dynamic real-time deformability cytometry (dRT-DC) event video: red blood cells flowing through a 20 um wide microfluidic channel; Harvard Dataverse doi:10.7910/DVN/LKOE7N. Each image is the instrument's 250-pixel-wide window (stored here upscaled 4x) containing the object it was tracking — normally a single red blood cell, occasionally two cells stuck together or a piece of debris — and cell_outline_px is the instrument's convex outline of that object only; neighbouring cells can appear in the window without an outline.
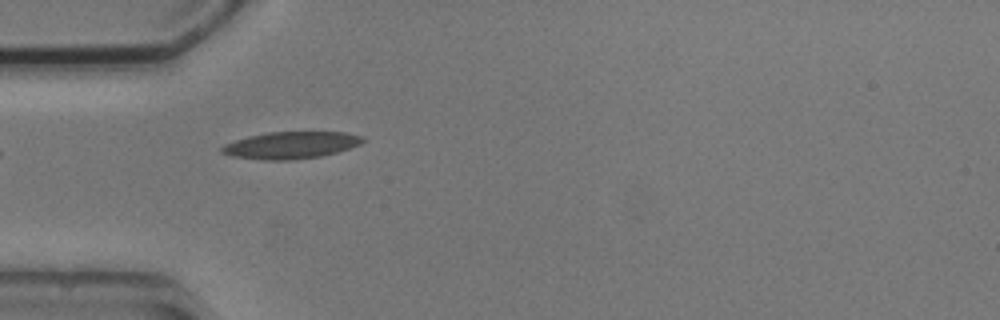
{"species": "common noctule bat (a hibernating species)", "species_latin": "Nyctalus noctula", "temperature_condition": "cold", "stored_images_in_passage": 2, "camera_frame_rate_fps": 3000, "um_per_image_px": 0.085, "animal": {"sex": "male", "body_mass_g": 20.5, "forearm_length_mm": 52.5}, "frame": {"image": 1, "passage_image": 1, "time_ms": 0.0, "image_size_px": [1000, 320], "cell_outline_px": [[368, 140], [360, 144], [336, 152], [320, 156], [292, 160], [264, 160], [232, 156], [220, 152], [220, 148], [224, 144], [248, 136], [268, 132], [344, 132], [364, 136]], "centroid_in_image_um": [24.73, 12.33], "position_along_channel_um": 60.3, "area_um2": 22.2}}